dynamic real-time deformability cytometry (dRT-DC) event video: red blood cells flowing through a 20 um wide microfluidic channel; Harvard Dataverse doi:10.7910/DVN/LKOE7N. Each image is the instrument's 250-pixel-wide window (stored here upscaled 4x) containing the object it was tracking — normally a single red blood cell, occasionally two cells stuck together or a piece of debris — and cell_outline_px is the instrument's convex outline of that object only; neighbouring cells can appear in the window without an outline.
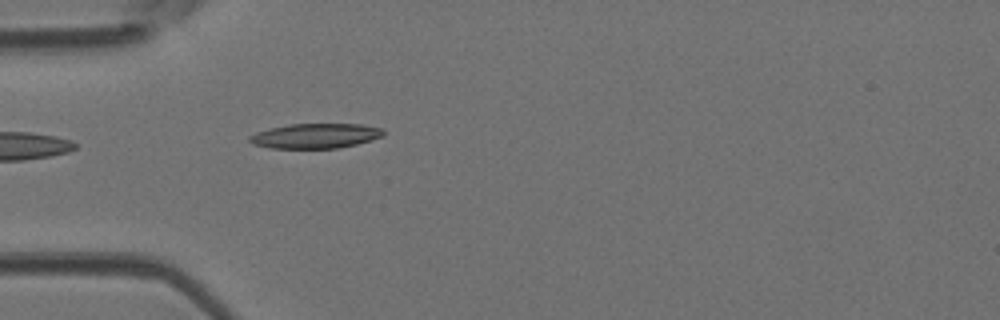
{"species": "Egyptian fruit bat (a non-hibernating species)", "species_latin": "Rousettus aegyptiacus", "temperature_condition": "room temperature", "stored_images_in_passage": 12, "camera_frame_rate_fps": 3000, "um_per_image_px": 0.085, "animal": {"sex": "female"}, "frame": {"image": 1, "passage_image": 1, "time_ms": 0.0, "image_size_px": [1000, 320], "cell_outline_px": [[384, 136], [372, 140], [356, 144], [336, 148], [272, 148], [252, 144], [248, 140], [248, 136], [256, 132], [288, 124], [360, 124], [380, 128], [384, 132]], "centroid_in_image_um": [26.79, 11.55], "position_along_channel_um": 58.2, "area_um2": 19.31}}
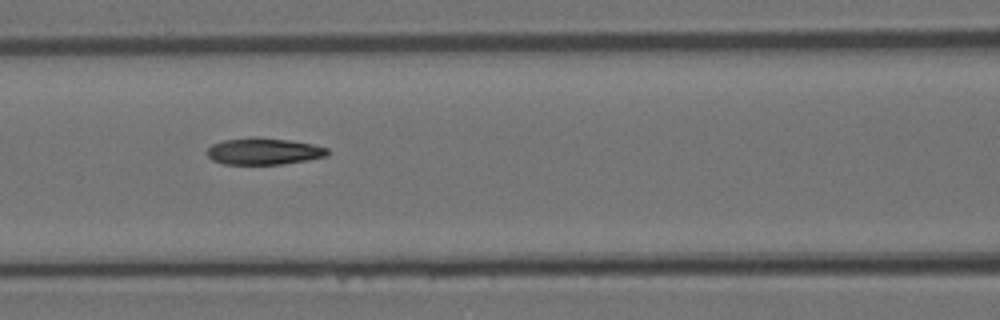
{"frame": {"image": 2, "passage_image": 7, "time_ms": 2.0, "image_size_px": [1000, 320], "cell_outline_px": [[328, 156], [308, 160], [284, 164], [224, 164], [212, 160], [204, 152], [212, 144], [224, 140], [252, 136], [256, 136], [288, 140], [312, 144], [328, 148]], "centroid_in_image_um": [22.39, 12.85], "position_along_channel_um": 144.2, "area_um2": 18.96}}
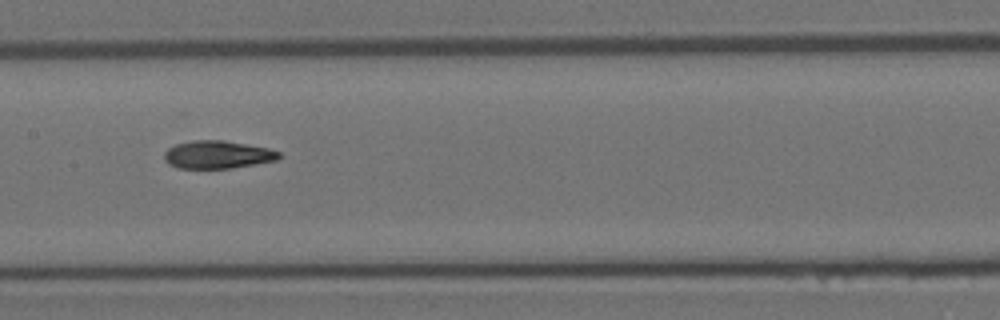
{"frame": {"image": 3, "passage_image": 10, "time_ms": 3.0, "image_size_px": [1000, 320], "cell_outline_px": [[280, 156], [276, 160], [232, 168], [180, 168], [168, 164], [164, 160], [164, 152], [168, 148], [176, 144], [192, 140], [224, 140], [268, 148], [280, 152]], "centroid_in_image_um": [18.46, 13.14], "position_along_channel_um": 188.9, "area_um2": 18.55}}